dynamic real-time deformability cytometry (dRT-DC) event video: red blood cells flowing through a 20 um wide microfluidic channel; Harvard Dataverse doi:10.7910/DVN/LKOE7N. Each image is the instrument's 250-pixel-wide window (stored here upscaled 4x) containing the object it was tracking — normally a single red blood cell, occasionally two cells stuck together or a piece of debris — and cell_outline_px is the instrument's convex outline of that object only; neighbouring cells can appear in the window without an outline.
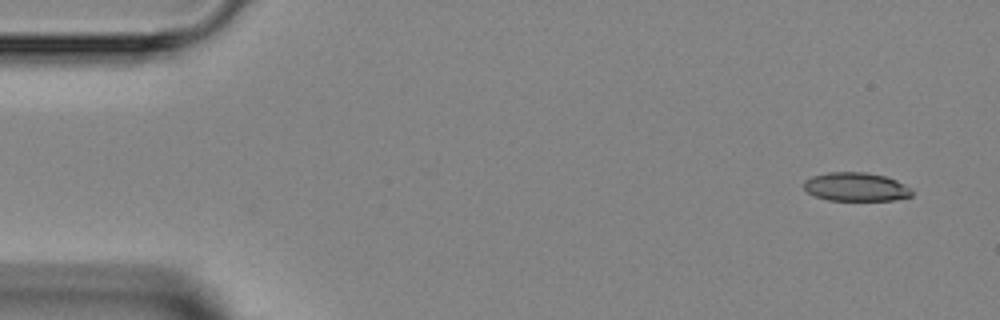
{"species": "Egyptian fruit bat (a non-hibernating species)", "species_latin": "Rousettus aegyptiacus", "temperature_condition": "room temperature", "stored_images_in_passage": 4, "camera_frame_rate_fps": 3000, "um_per_image_px": 0.085, "animal": {"sex": "female"}, "frame": {"image": 1, "passage_image": 1, "time_ms": 0.0, "image_size_px": [1000, 320], "cell_outline_px": [[912, 196], [892, 200], [828, 200], [816, 196], [808, 192], [804, 188], [804, 180], [812, 176], [828, 172], [864, 172], [884, 176], [896, 180], [912, 188]], "centroid_in_image_um": [72.76, 15.88], "position_along_channel_um": 12.2, "area_um2": 17.98}}
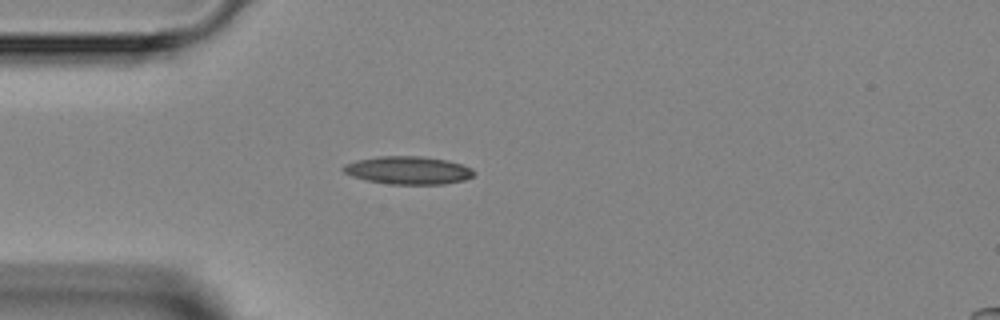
{"frame": {"image": 2, "passage_image": 4, "time_ms": 3.333, "image_size_px": [1000, 320], "cell_outline_px": [[476, 172], [472, 176], [464, 180], [444, 184], [388, 184], [364, 180], [352, 176], [344, 172], [340, 168], [344, 164], [356, 160], [380, 156], [424, 156], [448, 160], [472, 168]], "centroid_in_image_um": [34.67, 14.47], "position_along_channel_um": 50.3, "area_um2": 21.44}}